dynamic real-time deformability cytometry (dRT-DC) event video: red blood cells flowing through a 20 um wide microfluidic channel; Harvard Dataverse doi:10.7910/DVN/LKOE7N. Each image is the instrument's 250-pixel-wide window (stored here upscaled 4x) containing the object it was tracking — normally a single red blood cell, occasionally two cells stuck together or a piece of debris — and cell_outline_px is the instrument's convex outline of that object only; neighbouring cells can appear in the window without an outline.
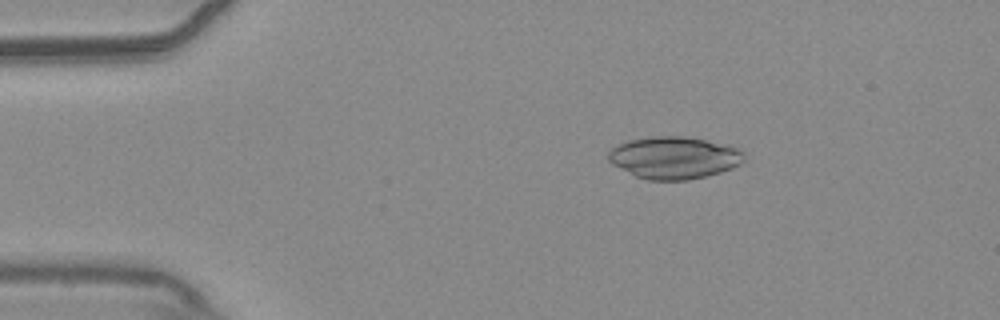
{"species": "common noctule bat (a hibernating species)", "species_latin": "Nyctalus noctula", "temperature_condition": "warm", "stored_images_in_passage": 52, "camera_frame_rate_fps": 3000, "um_per_image_px": 0.085, "animal": {"sex": "male", "body_mass_g": 20.4}, "frame": {"image": 1, "passage_image": 8, "time_ms": 2.333, "image_size_px": [1000, 320], "cell_outline_px": [[744, 160], [740, 164], [732, 168], [720, 172], [688, 180], [648, 180], [636, 176], [612, 164], [608, 160], [608, 152], [612, 148], [628, 140], [652, 136], [684, 136], [704, 140], [740, 148], [744, 152]], "centroid_in_image_um": [57.3, 13.4], "position_along_channel_um": 27.7, "area_um2": 33.23}}
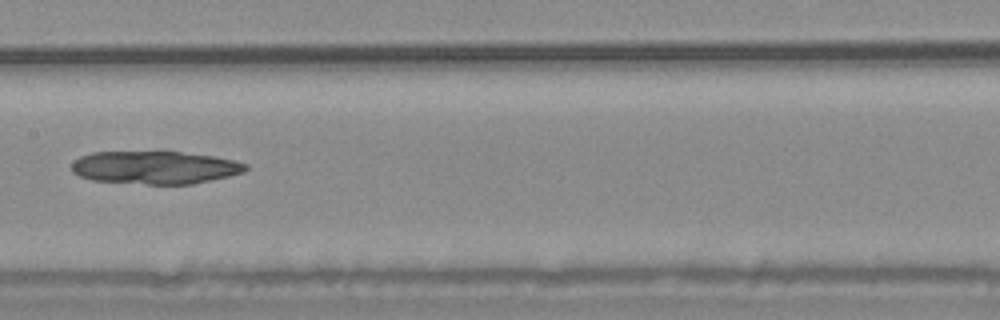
{"frame": {"image": 2, "passage_image": 26, "time_ms": 8.333, "image_size_px": [1000, 320], "cell_outline_px": [[248, 168], [244, 172], [228, 176], [192, 184], [148, 184], [92, 180], [80, 176], [72, 172], [72, 164], [80, 156], [92, 152], [180, 152], [216, 156], [236, 160], [248, 164]], "centroid_in_image_um": [13.21, 14.23], "position_along_channel_um": 194.2, "area_um2": 33.29}}
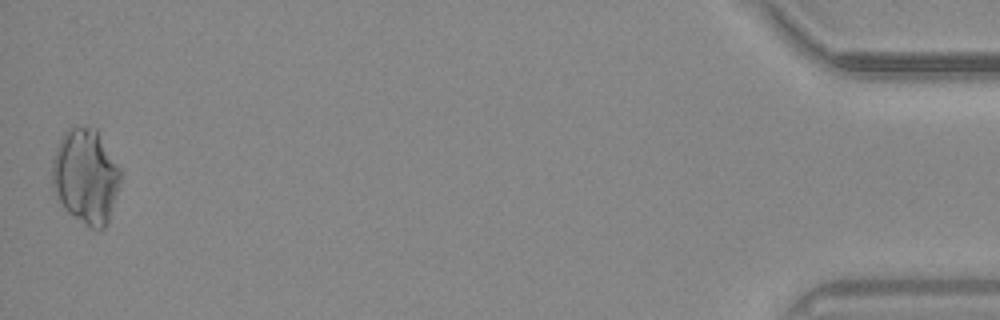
{"frame": {"image": 3, "passage_image": 52, "time_ms": 17.0, "image_size_px": [1000, 320], "cell_outline_px": [[120, 184], [108, 220], [104, 228], [92, 228], [68, 212], [64, 208], [52, 188], [52, 160], [56, 148], [64, 132], [68, 128], [96, 128], [120, 168]], "centroid_in_image_um": [7.27, 14.97], "position_along_channel_um": 427.9, "area_um2": 37.28}}